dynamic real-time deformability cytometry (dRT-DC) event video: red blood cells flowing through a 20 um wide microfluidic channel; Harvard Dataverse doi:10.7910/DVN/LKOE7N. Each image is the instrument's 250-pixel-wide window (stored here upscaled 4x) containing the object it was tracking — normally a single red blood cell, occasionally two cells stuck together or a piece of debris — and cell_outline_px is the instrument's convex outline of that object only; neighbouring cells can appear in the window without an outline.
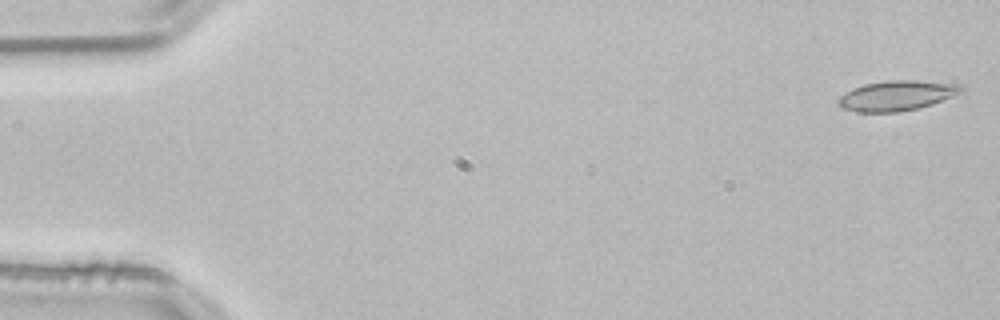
{"species": "common noctule bat (a hibernating species)", "species_latin": "Nyctalus noctula", "temperature_condition": "room temperature", "stored_images_in_passage": 53, "camera_frame_rate_fps": 3000, "um_per_image_px": 0.085, "animal": {"sex": "male", "body_mass_g": 21.5, "forearm_length_mm": 52.0}, "frame": {"image": 1, "passage_image": 1, "time_ms": 0.0, "image_size_px": [1000, 320], "cell_outline_px": [[964, 92], [932, 104], [916, 108], [896, 112], [856, 112], [840, 108], [836, 104], [836, 100], [840, 96], [852, 88], [864, 84], [888, 80], [916, 80], [964, 84]], "centroid_in_image_um": [76.22, 8.12], "position_along_channel_um": 8.8, "area_um2": 21.85}}
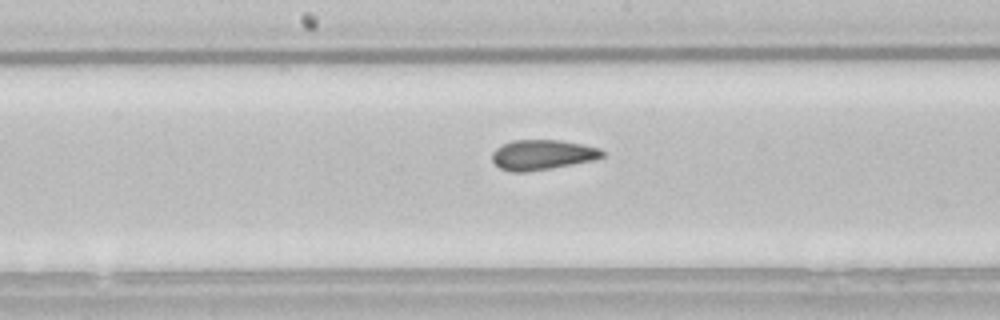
{"frame": {"image": 2, "passage_image": 27, "time_ms": 8.667, "image_size_px": [1000, 320], "cell_outline_px": [[604, 156], [596, 160], [552, 168], [524, 172], [512, 172], [500, 168], [492, 160], [492, 152], [496, 148], [512, 140], [560, 140], [600, 148], [604, 152]], "centroid_in_image_um": [46.11, 13.16], "position_along_channel_um": 202.1, "area_um2": 19.31}}
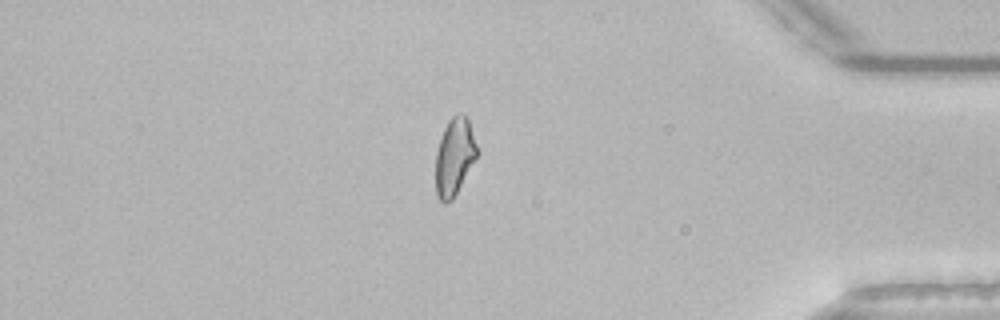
{"frame": {"image": 3, "passage_image": 45, "time_ms": 14.667, "image_size_px": [1000, 320], "cell_outline_px": [[480, 152], [452, 200], [444, 204], [440, 200], [436, 192], [436, 152], [444, 128], [448, 120], [456, 112], [464, 112], [468, 120]], "centroid_in_image_um": [38.65, 13.28], "position_along_channel_um": 396.6, "area_um2": 18.79}, "authors_computed_cell_mechanics": {"area_um2": 19.941, "velocity_mm_per_s": 3.8072, "shape_relaxation_time_tau1_ms": null, "shape_relaxation_time_tau2_ms": 2.0813, "deformation_change_tau1": null, "deformation_change_tau2": 0.076}}